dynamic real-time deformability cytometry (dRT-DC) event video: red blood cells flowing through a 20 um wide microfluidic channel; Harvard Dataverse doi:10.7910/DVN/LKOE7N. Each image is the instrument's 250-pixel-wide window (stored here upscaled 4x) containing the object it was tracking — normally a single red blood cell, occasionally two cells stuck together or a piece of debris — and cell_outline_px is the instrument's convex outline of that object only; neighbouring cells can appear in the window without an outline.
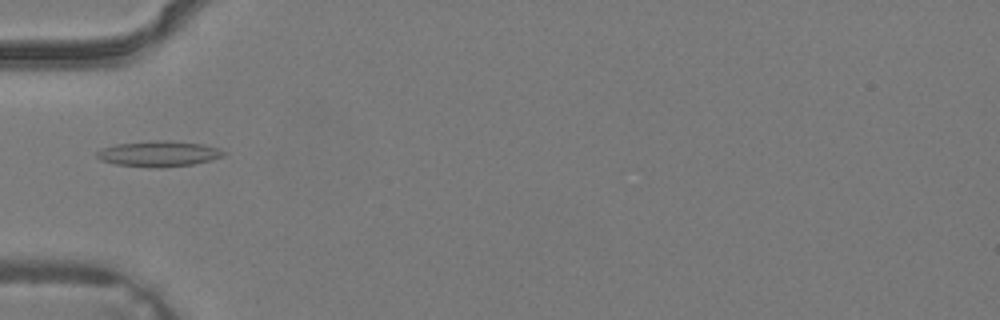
{"species": "common noctule bat (a hibernating species)", "species_latin": "Nyctalus noctula", "temperature_condition": "warm", "stored_images_in_passage": 28, "camera_frame_rate_fps": 3000, "um_per_image_px": 0.085, "animal": {"sex": "male", "body_mass_g": 19.2, "forearm_length_mm": 51.8}, "frame": {"image": 1, "passage_image": 4, "time_ms": 1.0, "image_size_px": [1000, 320], "cell_outline_px": [[228, 152], [224, 156], [192, 164], [160, 168], [156, 168], [116, 164], [100, 160], [96, 156], [96, 152], [104, 148], [116, 144], [156, 140], [172, 140], [204, 144], [220, 148]], "centroid_in_image_um": [13.53, 13.06], "position_along_channel_um": 71.5, "area_um2": 19.02}}
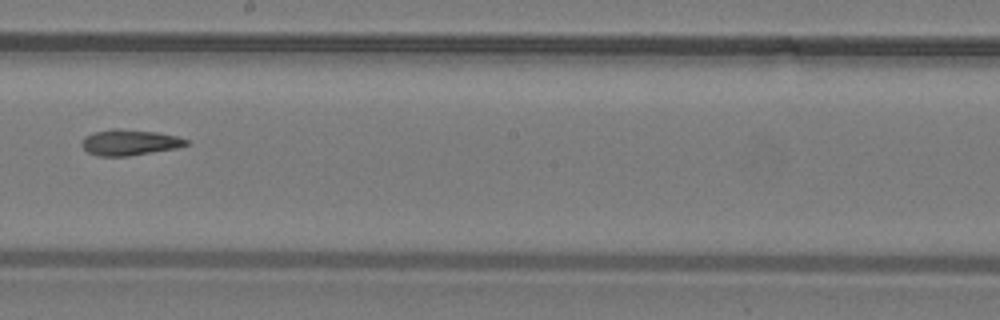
{"frame": {"image": 2, "passage_image": 13, "time_ms": 4.0, "image_size_px": [1000, 320], "cell_outline_px": [[188, 144], [176, 148], [128, 156], [96, 156], [88, 152], [80, 144], [84, 136], [92, 132], [112, 128], [120, 128], [156, 132], [176, 136], [188, 140]], "centroid_in_image_um": [10.95, 12.09], "position_along_channel_um": 237.2, "area_um2": 15.78}}
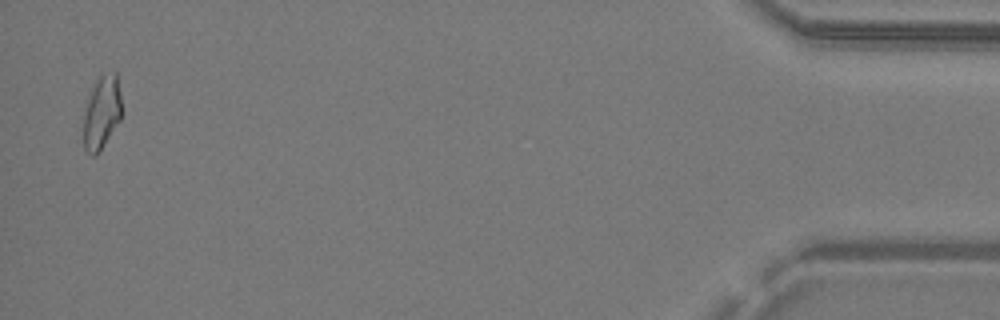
{"frame": {"image": 3, "passage_image": 28, "time_ms": 9.0, "image_size_px": [1000, 320], "cell_outline_px": [[120, 120], [96, 156], [92, 156], [84, 148], [84, 112], [88, 96], [92, 88], [100, 76], [116, 72], [120, 92]], "centroid_in_image_um": [8.63, 9.58], "position_along_channel_um": 426.6, "area_um2": 15.9}}